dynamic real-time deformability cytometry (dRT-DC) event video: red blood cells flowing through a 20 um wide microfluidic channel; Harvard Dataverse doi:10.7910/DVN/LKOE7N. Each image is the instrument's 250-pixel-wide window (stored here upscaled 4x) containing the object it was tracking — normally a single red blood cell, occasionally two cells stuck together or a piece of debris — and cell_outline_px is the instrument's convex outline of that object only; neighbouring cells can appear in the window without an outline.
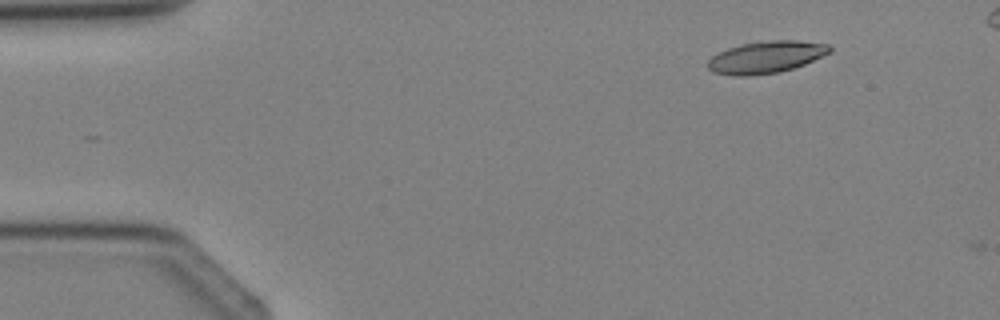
{"species": "Egyptian fruit bat (a non-hibernating species)", "species_latin": "Rousettus aegyptiacus", "temperature_condition": "cold", "stored_images_in_passage": 2, "camera_frame_rate_fps": 3000, "um_per_image_px": 0.085, "animal": {"sex": "female"}, "frame": {"image": 1, "passage_image": 1, "time_ms": 0.0, "image_size_px": [1000, 320], "cell_outline_px": [[832, 52], [804, 64], [780, 72], [748, 76], [736, 76], [712, 72], [708, 68], [708, 60], [712, 56], [728, 48], [744, 44], [772, 40], [796, 40], [828, 44], [832, 48]], "centroid_in_image_um": [65.13, 4.86], "position_along_channel_um": 19.9, "area_um2": 22.6}}